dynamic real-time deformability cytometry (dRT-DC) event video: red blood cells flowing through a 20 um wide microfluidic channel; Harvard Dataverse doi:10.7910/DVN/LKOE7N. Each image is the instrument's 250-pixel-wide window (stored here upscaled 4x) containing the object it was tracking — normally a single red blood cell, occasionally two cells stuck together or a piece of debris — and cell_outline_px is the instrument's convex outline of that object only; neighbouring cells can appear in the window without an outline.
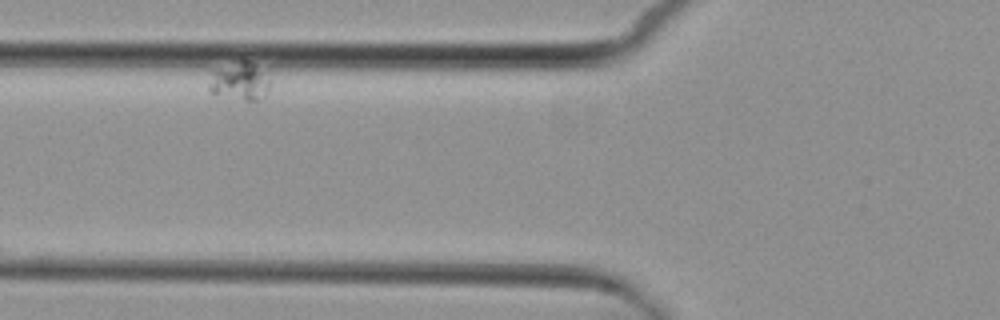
{"species": "common noctule bat (a hibernating species)", "species_latin": "Nyctalus noctula", "temperature_condition": "cold", "stored_images_in_passage": 8, "camera_frame_rate_fps": 3000, "um_per_image_px": 0.085, "animal": {"sex": "female", "body_mass_g": 29.2, "forearm_length_mm": 56.3}, "frame": {"image": 1, "passage_image": 3, "time_ms": 2.333, "image_size_px": [1000, 320], "cell_outline_px": [[272, 80], [268, 92], [260, 100], [244, 100], [208, 92], [208, 88], [212, 72], [240, 60], [248, 60]], "centroid_in_image_um": [20.41, 6.93], "position_along_channel_um": 105.4, "area_um2": 13.29}}
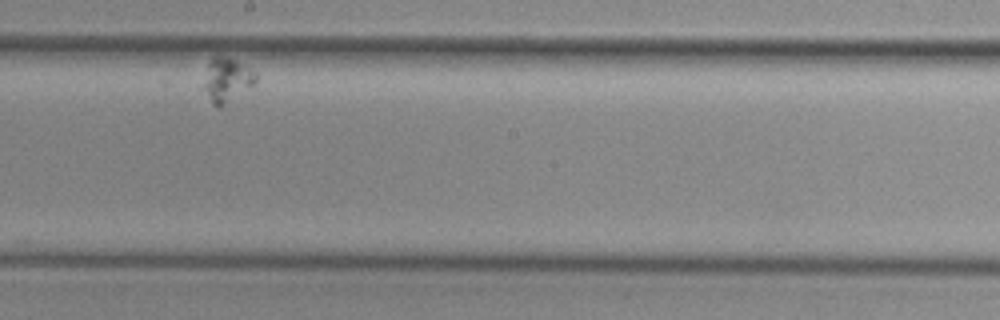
{"frame": {"image": 2, "passage_image": 7, "time_ms": 8.0, "image_size_px": [1000, 320], "cell_outline_px": [[256, 84], [220, 108], [216, 108], [212, 104], [204, 88], [204, 84], [208, 60], [212, 56], [228, 56], [244, 64], [256, 72]], "centroid_in_image_um": [19.3, 6.78], "position_along_channel_um": 228.9, "area_um2": 13.64}}